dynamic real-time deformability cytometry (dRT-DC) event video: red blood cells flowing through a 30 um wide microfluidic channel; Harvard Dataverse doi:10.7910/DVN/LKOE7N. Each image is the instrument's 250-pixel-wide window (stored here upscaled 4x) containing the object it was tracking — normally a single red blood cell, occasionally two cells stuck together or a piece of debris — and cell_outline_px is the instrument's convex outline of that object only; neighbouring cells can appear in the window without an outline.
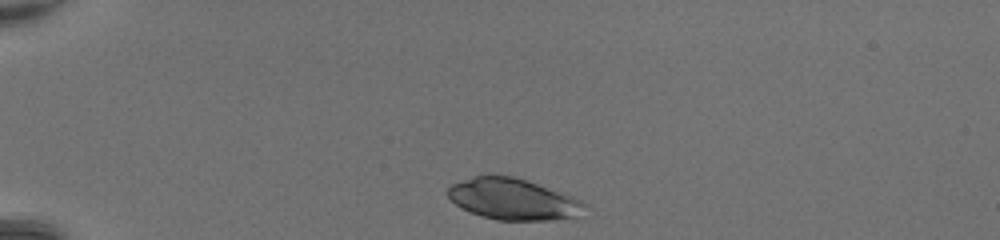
{"species": "common noctule bat (a hibernating species)", "species_latin": "Nyctalus noctula", "temperature_condition": "room temperature", "stored_images_in_passage": 35, "camera_frame_rate_fps": 3000, "um_per_image_px": 0.085, "animal": {"sex": "female", "body_mass_g": 20.0, "forearm_length_mm": 54.0}, "frame": {"image": 1, "passage_image": 1, "time_ms": 0.0, "image_size_px": [1000, 240], "cell_outline_px": [[588, 204], [576, 216], [552, 220], [496, 220], [460, 208], [448, 196], [448, 188], [452, 184], [472, 176], [512, 176], [572, 196]], "centroid_in_image_um": [43.59, 16.94], "position_along_channel_um": 41.4, "area_um2": 32.19}}
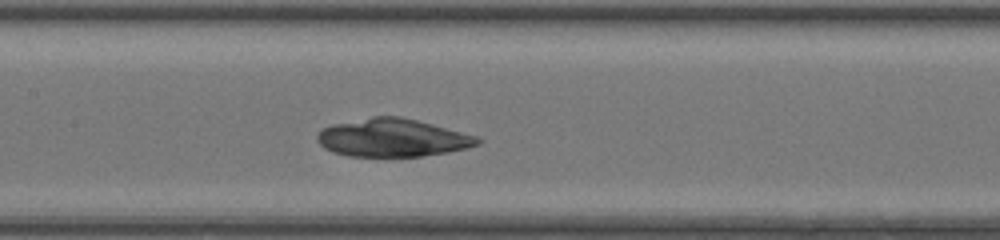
{"frame": {"image": 2, "passage_image": 14, "time_ms": 4.333, "image_size_px": [1000, 240], "cell_outline_px": [[484, 140], [480, 144], [468, 148], [448, 152], [420, 156], [348, 156], [332, 152], [324, 148], [316, 140], [316, 136], [320, 128], [332, 124], [372, 116], [400, 116], [480, 136]], "centroid_in_image_um": [33.37, 11.7], "position_along_channel_um": 174.0, "area_um2": 35.84}}
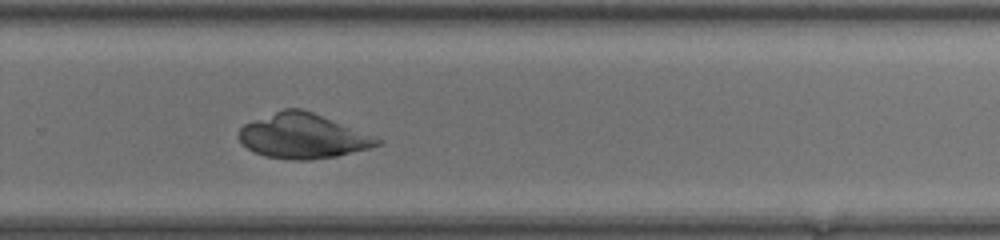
{"frame": {"image": 3, "passage_image": 23, "time_ms": 7.333, "image_size_px": [1000, 240], "cell_outline_px": [[384, 144], [336, 156], [308, 160], [292, 160], [264, 156], [248, 148], [240, 140], [240, 128], [244, 124], [252, 120], [284, 108], [300, 108], [312, 112], [384, 140]], "centroid_in_image_um": [25.75, 11.57], "position_along_channel_um": 304.1, "area_um2": 35.72}}